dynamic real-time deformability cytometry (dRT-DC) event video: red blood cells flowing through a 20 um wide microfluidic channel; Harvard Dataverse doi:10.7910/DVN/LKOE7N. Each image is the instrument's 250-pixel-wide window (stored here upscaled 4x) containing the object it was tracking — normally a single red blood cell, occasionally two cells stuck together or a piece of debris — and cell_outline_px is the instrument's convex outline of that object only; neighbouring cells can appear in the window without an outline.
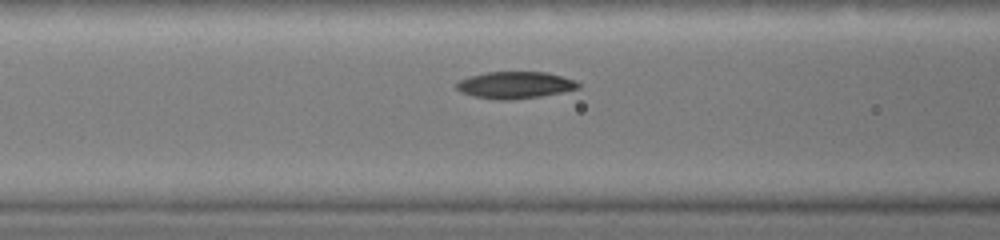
{"species": "common noctule bat (a hibernating species)", "species_latin": "Nyctalus noctula", "temperature_condition": "warm", "stored_images_in_passage": 6, "camera_frame_rate_fps": 3000, "um_per_image_px": 0.085, "animal": {"sex": "female", "body_mass_g": 19.0, "forearm_length_mm": 51.5}, "frame": {"image": 1, "passage_image": 3, "time_ms": 0.667, "image_size_px": [1000, 240], "cell_outline_px": [[580, 88], [540, 96], [512, 100], [496, 100], [472, 96], [460, 92], [456, 88], [456, 84], [460, 80], [468, 76], [484, 72], [548, 72], [576, 80], [580, 84]], "centroid_in_image_um": [43.76, 7.23], "position_along_channel_um": 122.8, "area_um2": 19.25}}
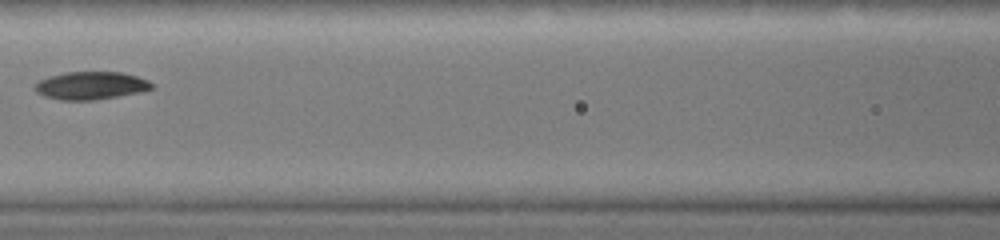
{"frame": {"image": 2, "passage_image": 6, "time_ms": 1.333, "image_size_px": [1000, 240], "cell_outline_px": [[152, 88], [140, 92], [96, 100], [60, 100], [44, 96], [36, 92], [32, 88], [32, 84], [48, 76], [64, 72], [120, 72], [136, 76], [148, 80], [152, 84]], "centroid_in_image_um": [7.65, 7.27], "position_along_channel_um": 159.0, "area_um2": 19.07}}